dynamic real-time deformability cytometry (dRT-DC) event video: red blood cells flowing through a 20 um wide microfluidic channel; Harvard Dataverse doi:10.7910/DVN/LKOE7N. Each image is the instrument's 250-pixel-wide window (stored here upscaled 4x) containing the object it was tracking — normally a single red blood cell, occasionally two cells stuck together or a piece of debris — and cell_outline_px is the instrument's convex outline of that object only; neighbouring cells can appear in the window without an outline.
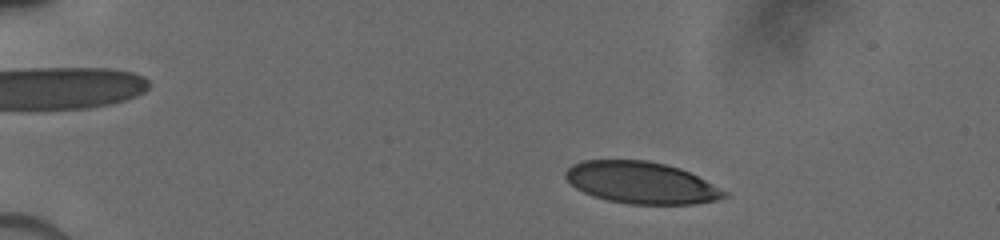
{"species": "human", "species_latin": "Homo sapiens", "temperature_condition": "cold", "stored_images_in_passage": 40, "camera_frame_rate_fps": 3000, "um_per_image_px": 0.085, "donor": {"sex": "male"}, "frame": {"image": 1, "passage_image": 5, "time_ms": 1.333, "image_size_px": [1000, 240], "cell_outline_px": [[728, 196], [716, 200], [696, 204], [632, 204], [608, 200], [592, 196], [576, 188], [564, 176], [564, 172], [572, 164], [584, 160], [648, 160], [680, 168], [728, 192]], "centroid_in_image_um": [54.49, 15.53], "position_along_channel_um": 30.5, "area_um2": 38.49}}
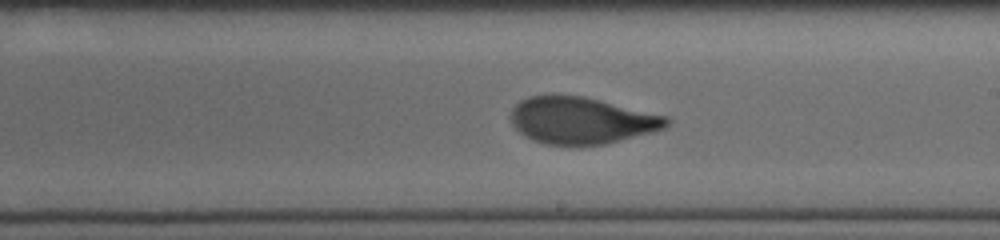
{"frame": {"image": 2, "passage_image": 24, "time_ms": 8.667, "image_size_px": [1000, 240], "cell_outline_px": [[672, 120], [664, 128], [652, 132], [604, 144], [580, 148], [544, 144], [532, 140], [520, 132], [512, 124], [508, 116], [512, 108], [520, 100], [528, 96], [584, 96], [668, 116]], "centroid_in_image_um": [49.4, 10.27], "position_along_channel_um": 239.6, "area_um2": 43.06}}
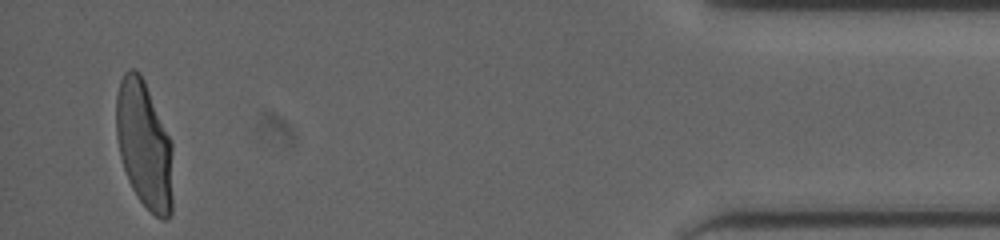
{"frame": {"image": 3, "passage_image": 40, "time_ms": 14.667, "image_size_px": [1000, 240], "cell_outline_px": [[172, 212], [168, 220], [160, 220], [140, 200], [132, 188], [128, 180], [120, 156], [116, 136], [116, 96], [120, 80], [124, 72], [128, 68], [132, 68], [140, 72], [144, 80], [172, 144]], "centroid_in_image_um": [12.25, 12.31], "position_along_channel_um": 423.0, "area_um2": 42.14}}